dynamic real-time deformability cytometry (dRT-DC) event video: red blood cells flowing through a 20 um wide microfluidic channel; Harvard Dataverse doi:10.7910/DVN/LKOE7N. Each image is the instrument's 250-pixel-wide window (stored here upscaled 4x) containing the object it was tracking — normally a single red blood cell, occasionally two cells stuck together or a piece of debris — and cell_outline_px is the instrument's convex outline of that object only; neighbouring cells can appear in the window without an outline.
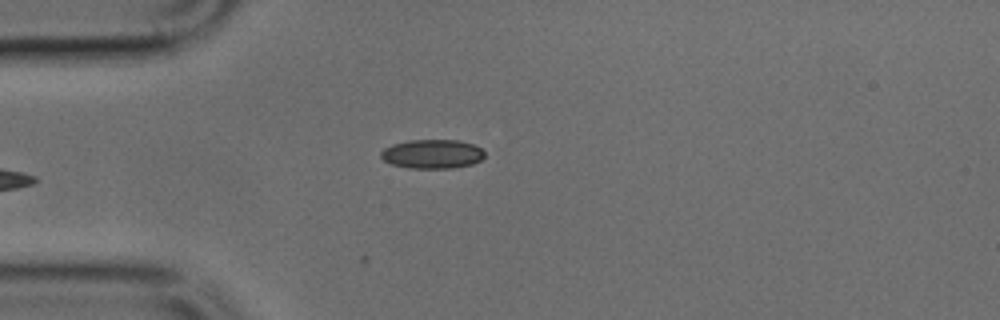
{"species": "common noctule bat (a hibernating species)", "species_latin": "Nyctalus noctula", "temperature_condition": "cold", "stored_images_in_passage": 17, "camera_frame_rate_fps": 3000, "um_per_image_px": 0.085, "animal": {"sex": "male", "body_mass_g": 17.9, "forearm_length_mm": 54.2}, "frame": {"image": 1, "passage_image": 1, "time_ms": 0.0, "image_size_px": [1000, 320], "cell_outline_px": [[484, 156], [480, 160], [472, 164], [452, 168], [408, 168], [392, 164], [384, 160], [380, 156], [380, 152], [384, 148], [392, 144], [408, 140], [456, 140], [472, 144], [480, 148], [484, 152]], "centroid_in_image_um": [36.71, 13.09], "position_along_channel_um": 48.3, "area_um2": 17.51}}
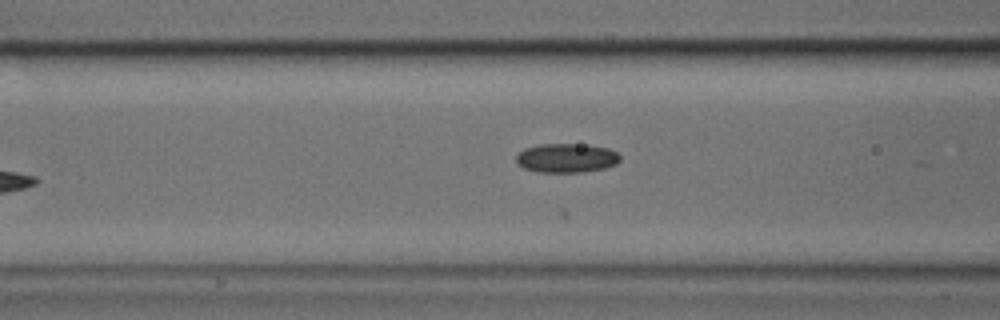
{"frame": {"image": 2, "passage_image": 7, "time_ms": 2.0, "image_size_px": [1000, 320], "cell_outline_px": [[620, 160], [616, 164], [604, 168], [584, 172], [536, 172], [524, 168], [516, 164], [516, 156], [524, 148], [540, 144], [580, 144], [608, 148], [616, 152], [620, 156]], "centroid_in_image_um": [48.12, 13.43], "position_along_channel_um": 118.5, "area_um2": 17.69}}